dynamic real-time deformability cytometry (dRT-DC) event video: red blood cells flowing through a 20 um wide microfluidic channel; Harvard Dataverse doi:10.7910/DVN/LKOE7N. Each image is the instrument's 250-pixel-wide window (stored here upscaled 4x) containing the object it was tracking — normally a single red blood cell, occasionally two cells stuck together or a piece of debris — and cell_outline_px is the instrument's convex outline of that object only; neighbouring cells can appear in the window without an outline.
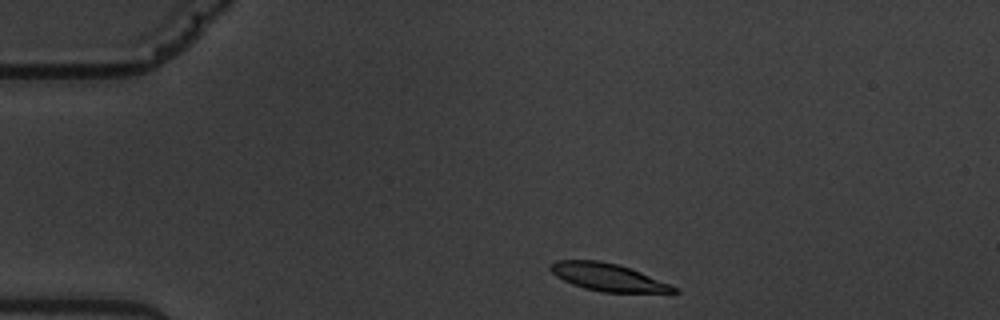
{"species": "common noctule bat (a hibernating species)", "species_latin": "Nyctalus noctula", "temperature_condition": "warm", "stored_images_in_passage": 4, "camera_frame_rate_fps": 3000, "um_per_image_px": 0.085, "animal": {"sex": "male", "body_mass_g": 19.5, "forearm_length_mm": 54.6}, "frame": {"image": 1, "passage_image": 1, "time_ms": 0.0, "image_size_px": [1000, 320], "cell_outline_px": [[680, 292], [600, 292], [584, 288], [572, 284], [556, 276], [548, 268], [548, 264], [556, 260], [600, 260], [616, 264], [640, 272], [680, 288]], "centroid_in_image_um": [51.64, 23.56], "position_along_channel_um": 33.4, "area_um2": 19.71}}
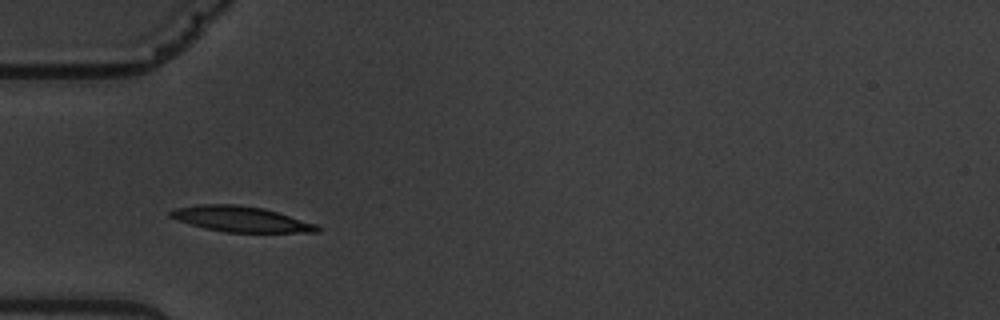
{"frame": {"image": 2, "passage_image": 3, "time_ms": 2.333, "image_size_px": [1000, 320], "cell_outline_px": [[320, 232], [224, 232], [204, 228], [176, 220], [168, 216], [168, 212], [176, 208], [200, 204], [236, 204], [264, 208], [316, 224], [320, 228]], "centroid_in_image_um": [20.43, 18.62], "position_along_channel_um": 64.6, "area_um2": 21.79}}